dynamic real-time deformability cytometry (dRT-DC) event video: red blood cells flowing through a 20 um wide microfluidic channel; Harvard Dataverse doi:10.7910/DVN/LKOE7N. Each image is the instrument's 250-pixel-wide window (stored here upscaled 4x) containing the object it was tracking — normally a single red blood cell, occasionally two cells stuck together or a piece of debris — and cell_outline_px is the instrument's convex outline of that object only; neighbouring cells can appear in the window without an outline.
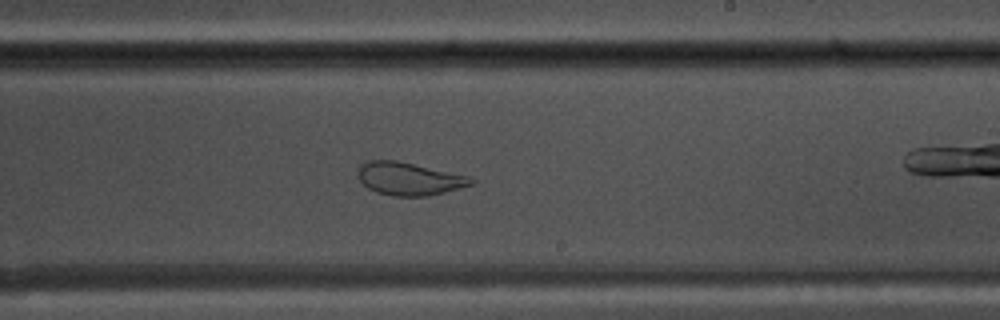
{"species": "common noctule bat (a hibernating species)", "species_latin": "Nyctalus noctula", "temperature_condition": "warm", "stored_images_in_passage": 54, "camera_frame_rate_fps": 3000, "um_per_image_px": 0.085, "animal": {"sex": "male", "body_mass_g": 17.5, "forearm_length_mm": 52.3}, "frame": {"image": 1, "passage_image": 31, "time_ms": 10.0, "image_size_px": [1000, 320], "cell_outline_px": [[476, 180], [472, 184], [444, 192], [428, 196], [392, 196], [376, 192], [368, 188], [360, 180], [356, 172], [360, 164], [368, 160], [396, 160], [472, 176]], "centroid_in_image_um": [34.77, 15.18], "position_along_channel_um": 254.2, "area_um2": 21.85}}